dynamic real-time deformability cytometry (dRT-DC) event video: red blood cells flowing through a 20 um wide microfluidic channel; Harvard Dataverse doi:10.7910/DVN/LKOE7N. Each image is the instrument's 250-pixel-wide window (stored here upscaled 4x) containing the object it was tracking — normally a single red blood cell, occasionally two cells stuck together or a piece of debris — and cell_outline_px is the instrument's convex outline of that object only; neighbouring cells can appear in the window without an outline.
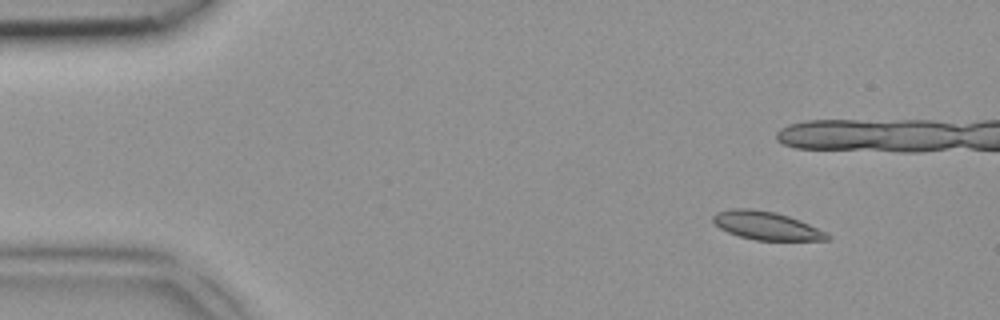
{"species": "common noctule bat (a hibernating species)", "species_latin": "Nyctalus noctula", "temperature_condition": "room temperature", "stored_images_in_passage": 7, "camera_frame_rate_fps": 3000, "um_per_image_px": 0.085, "animal": {"sex": "female", "body_mass_g": 18.4}, "frame": {"image": 1, "passage_image": 1, "time_ms": 0.0, "image_size_px": [1000, 320], "cell_outline_px": [[832, 236], [828, 240], [756, 240], [740, 236], [728, 232], [720, 228], [712, 220], [712, 216], [716, 212], [732, 208], [752, 208], [776, 212], [800, 220]], "centroid_in_image_um": [65.11, 19.17], "position_along_channel_um": 19.9, "area_um2": 18.67}}